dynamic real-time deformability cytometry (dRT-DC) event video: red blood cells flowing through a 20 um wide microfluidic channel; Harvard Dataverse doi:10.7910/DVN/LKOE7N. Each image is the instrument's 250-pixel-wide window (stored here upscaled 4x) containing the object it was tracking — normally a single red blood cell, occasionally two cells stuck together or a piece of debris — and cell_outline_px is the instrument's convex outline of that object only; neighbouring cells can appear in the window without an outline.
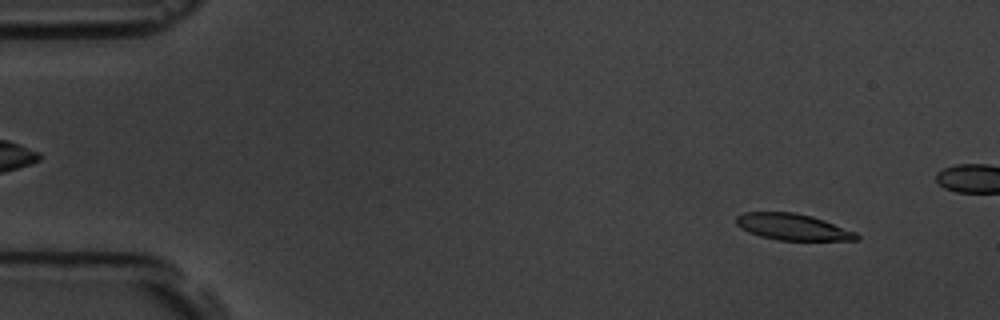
{"species": "common noctule bat (a hibernating species)", "species_latin": "Nyctalus noctula", "temperature_condition": "room temperature", "stored_images_in_passage": 5, "camera_frame_rate_fps": 3000, "um_per_image_px": 0.085, "animal": {"sex": "male", "body_mass_g": 19.5, "forearm_length_mm": 54.6}, "frame": {"image": 1, "passage_image": 1, "time_ms": 0.0, "image_size_px": [1000, 320], "cell_outline_px": [[860, 240], [776, 240], [760, 236], [748, 232], [740, 228], [736, 224], [736, 216], [744, 212], [792, 212], [812, 216], [824, 220], [856, 232], [860, 236]], "centroid_in_image_um": [67.37, 19.29], "position_along_channel_um": 17.6, "area_um2": 18.55}}